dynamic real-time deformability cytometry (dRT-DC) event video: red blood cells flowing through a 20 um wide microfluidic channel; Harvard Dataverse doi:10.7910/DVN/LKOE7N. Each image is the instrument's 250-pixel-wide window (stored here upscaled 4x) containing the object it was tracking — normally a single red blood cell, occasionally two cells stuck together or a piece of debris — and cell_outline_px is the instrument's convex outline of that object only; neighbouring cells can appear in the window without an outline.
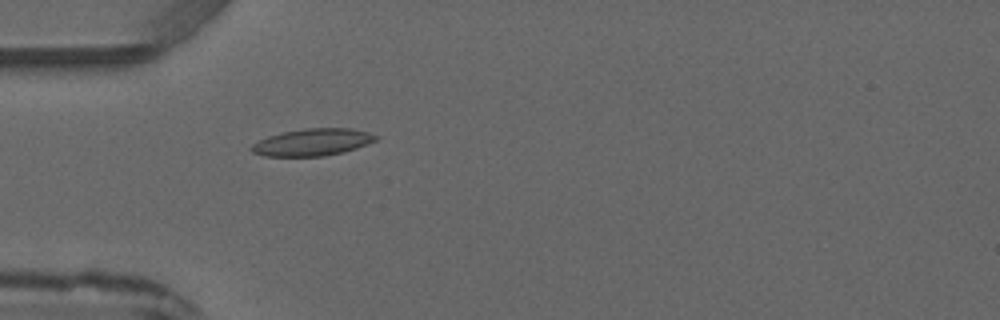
{"species": "common noctule bat (a hibernating species)", "species_latin": "Nyctalus noctula", "temperature_condition": "warm", "stored_images_in_passage": 4, "camera_frame_rate_fps": 3000, "um_per_image_px": 0.085, "animal": {"sex": "male", "forearm_length_mm": 52.5}, "frame": {"image": 1, "passage_image": 4, "time_ms": 4.0, "image_size_px": [1000, 320], "cell_outline_px": [[380, 136], [376, 140], [356, 148], [344, 152], [324, 156], [264, 156], [252, 152], [248, 148], [252, 144], [268, 136], [284, 132], [304, 128], [352, 128], [368, 132]], "centroid_in_image_um": [26.56, 12.09], "position_along_channel_um": 58.4, "area_um2": 19.65}}